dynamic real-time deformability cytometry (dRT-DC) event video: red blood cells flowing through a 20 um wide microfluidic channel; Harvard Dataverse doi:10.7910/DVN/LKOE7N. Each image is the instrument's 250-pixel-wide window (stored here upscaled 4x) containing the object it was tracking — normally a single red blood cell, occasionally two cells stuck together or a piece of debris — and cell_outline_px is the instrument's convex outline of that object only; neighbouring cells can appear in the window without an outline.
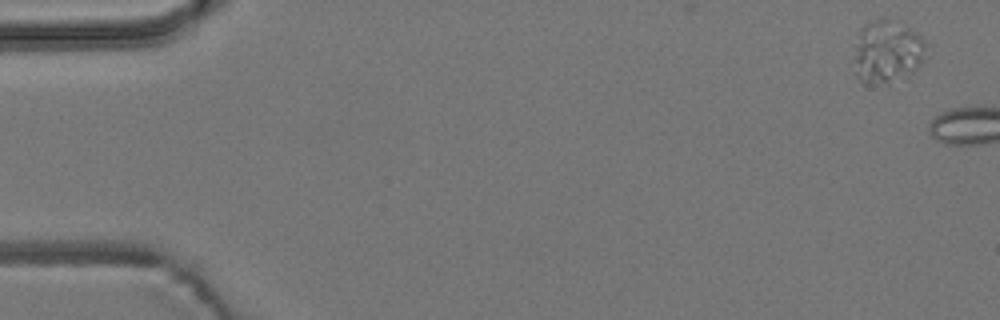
{"species": "common noctule bat (a hibernating species)", "species_latin": "Nyctalus noctula", "temperature_condition": "room temperature", "stored_images_in_passage": 2, "camera_frame_rate_fps": 3000, "um_per_image_px": 0.085, "animal": {"sex": "male", "body_mass_g": 19.2, "forearm_length_mm": 51.8}, "frame": {"image": 1, "passage_image": 1, "time_ms": 0.0, "image_size_px": [1000, 320], "cell_outline_px": [[924, 60], [908, 80], [888, 84], [864, 84], [856, 76], [856, 56], [860, 28], [872, 20], [884, 16], [892, 16], [916, 32], [924, 40]], "centroid_in_image_um": [75.47, 4.41], "position_along_channel_um": 9.5, "area_um2": 27.11}}